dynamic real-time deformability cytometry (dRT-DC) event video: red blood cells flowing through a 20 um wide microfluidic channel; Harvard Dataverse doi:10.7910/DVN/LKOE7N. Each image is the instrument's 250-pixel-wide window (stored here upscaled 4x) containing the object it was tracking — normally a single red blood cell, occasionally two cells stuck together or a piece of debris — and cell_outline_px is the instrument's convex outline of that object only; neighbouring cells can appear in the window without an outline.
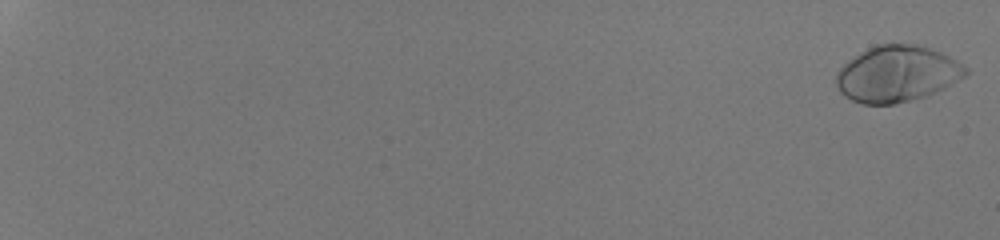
{"species": "human", "species_latin": "Homo sapiens", "temperature_condition": "room temperature", "stored_images_in_passage": 27, "camera_frame_rate_fps": 3000, "um_per_image_px": 0.085, "donor": {"sex": "male"}, "frame": {"image": 1, "passage_image": 1, "time_ms": 0.0, "image_size_px": [1000, 240], "cell_outline_px": [[968, 72], [964, 76], [944, 88], [928, 96], [896, 104], [864, 104], [852, 100], [844, 96], [840, 92], [836, 84], [836, 76], [840, 68], [848, 60], [868, 48], [876, 44], [916, 44], [940, 52], [964, 64], [968, 68]], "centroid_in_image_um": [76.25, 6.29], "position_along_channel_um": 8.8, "area_um2": 42.31}}
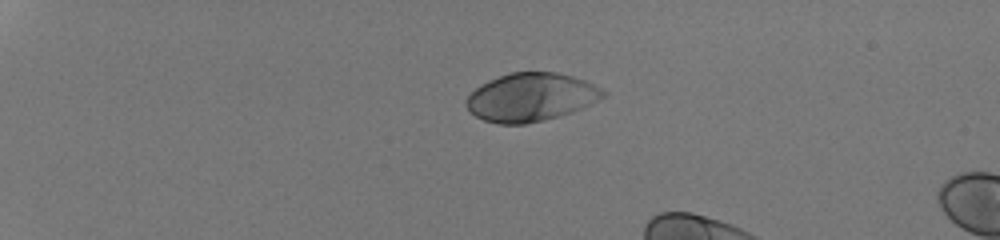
{"frame": {"image": 2, "passage_image": 16, "time_ms": 5.0, "image_size_px": [1000, 240], "cell_outline_px": [[608, 96], [572, 112], [560, 116], [544, 120], [524, 124], [496, 124], [484, 120], [468, 112], [464, 104], [464, 100], [476, 88], [488, 80], [512, 72], [556, 72], [572, 76], [584, 80], [608, 92]], "centroid_in_image_um": [45.12, 8.27], "position_along_channel_um": 39.9, "area_um2": 38.67}}
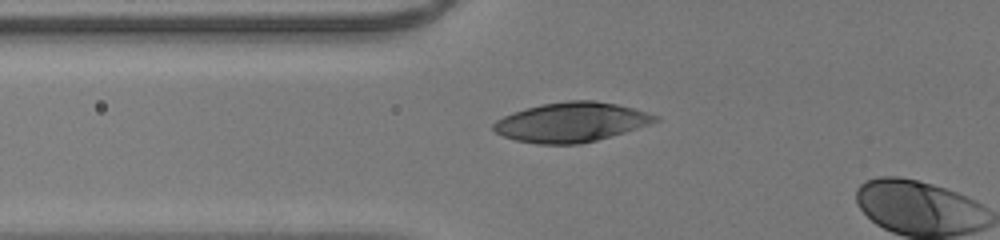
{"frame": {"image": 3, "passage_image": 25, "time_ms": 8.0, "image_size_px": [1000, 240], "cell_outline_px": [[660, 120], [624, 132], [596, 140], [580, 144], [536, 144], [516, 140], [504, 136], [496, 132], [492, 128], [492, 124], [496, 120], [512, 112], [540, 104], [568, 100], [592, 100], [616, 104], [632, 108], [660, 116]], "centroid_in_image_um": [48.53, 10.38], "position_along_channel_um": 77.3, "area_um2": 37.11}}